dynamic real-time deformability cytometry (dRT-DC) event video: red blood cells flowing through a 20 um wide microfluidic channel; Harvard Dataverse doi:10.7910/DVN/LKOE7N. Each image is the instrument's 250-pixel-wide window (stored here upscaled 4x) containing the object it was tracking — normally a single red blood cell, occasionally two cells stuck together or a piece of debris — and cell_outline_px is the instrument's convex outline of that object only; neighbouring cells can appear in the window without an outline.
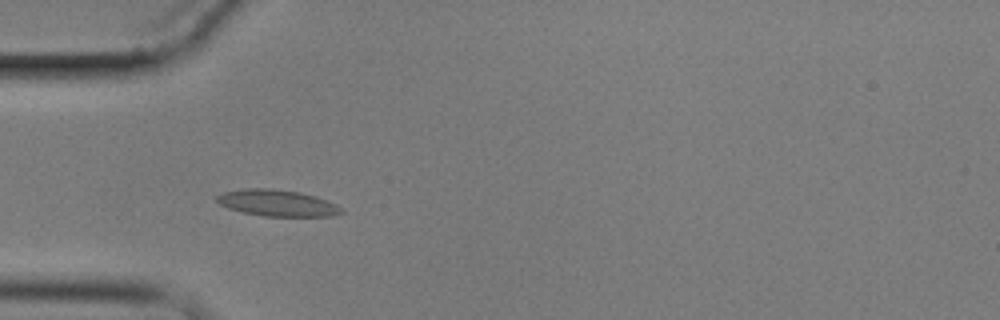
{"species": "common noctule bat (a hibernating species)", "species_latin": "Nyctalus noctula", "temperature_condition": "cold", "stored_images_in_passage": 5, "camera_frame_rate_fps": 3000, "um_per_image_px": 0.085, "animal": {"sex": "male", "body_mass_g": 17.9}, "frame": {"image": 1, "passage_image": 4, "time_ms": 4.667, "image_size_px": [1000, 320], "cell_outline_px": [[344, 212], [332, 216], [264, 216], [244, 212], [228, 208], [220, 204], [216, 200], [216, 196], [224, 192], [244, 188], [272, 188], [300, 192], [316, 196], [336, 204]], "centroid_in_image_um": [23.56, 17.24], "position_along_channel_um": 61.4, "area_um2": 19.13}}
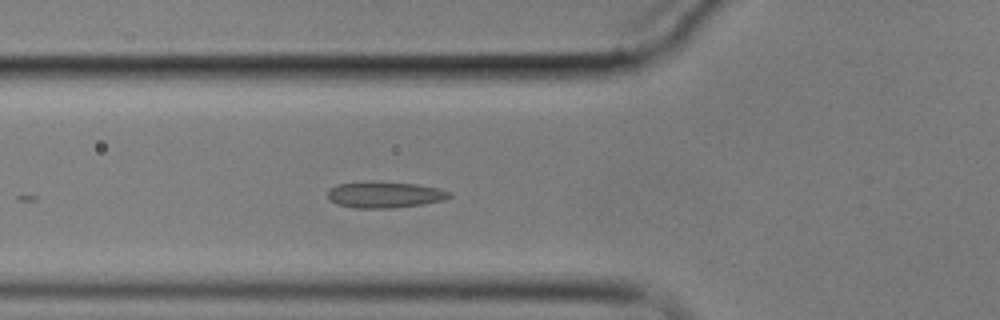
{"frame": {"image": 2, "passage_image": 5, "time_ms": 5.667, "image_size_px": [1000, 320], "cell_outline_px": [[452, 196], [444, 200], [420, 204], [392, 208], [356, 208], [336, 204], [328, 196], [328, 188], [336, 184], [416, 184], [440, 188], [452, 192]], "centroid_in_image_um": [32.75, 16.59], "position_along_channel_um": 93.0, "area_um2": 17.74}}